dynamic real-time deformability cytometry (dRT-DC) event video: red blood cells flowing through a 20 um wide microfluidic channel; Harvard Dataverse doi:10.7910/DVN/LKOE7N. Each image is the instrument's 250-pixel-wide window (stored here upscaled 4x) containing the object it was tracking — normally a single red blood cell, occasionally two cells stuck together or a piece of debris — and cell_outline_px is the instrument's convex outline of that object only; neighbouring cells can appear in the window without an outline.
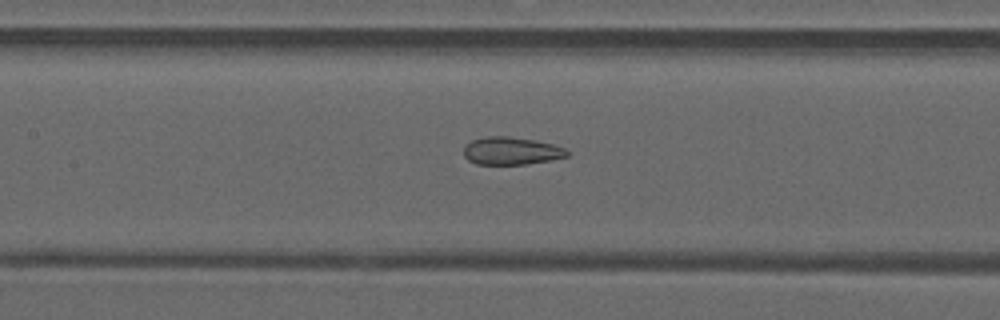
{"species": "common noctule bat (a hibernating species)", "species_latin": "Nyctalus noctula", "temperature_condition": "warm", "stored_images_in_passage": 42, "camera_frame_rate_fps": 3000, "um_per_image_px": 0.085, "animal": {"sex": "male", "forearm_length_mm": 52.5}, "frame": {"image": 1, "passage_image": 16, "time_ms": 5.0, "image_size_px": [1000, 320], "cell_outline_px": [[568, 156], [552, 160], [524, 164], [476, 164], [468, 160], [464, 156], [464, 144], [472, 140], [488, 136], [508, 136], [536, 140], [552, 144], [564, 148], [568, 152]], "centroid_in_image_um": [43.43, 12.82], "position_along_channel_um": 164.0, "area_um2": 16.7}}
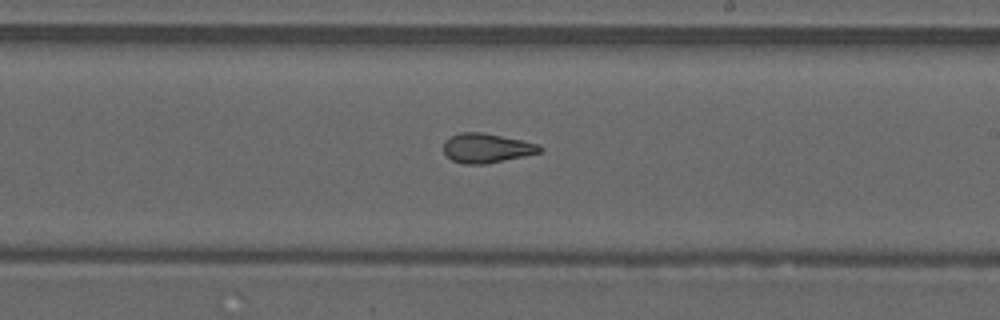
{"frame": {"image": 2, "passage_image": 22, "time_ms": 7.0, "image_size_px": [1000, 320], "cell_outline_px": [[544, 148], [540, 152], [524, 156], [484, 164], [464, 164], [452, 160], [444, 152], [444, 140], [460, 132], [484, 132], [540, 144]], "centroid_in_image_um": [41.37, 12.58], "position_along_channel_um": 247.6, "area_um2": 16.47}}
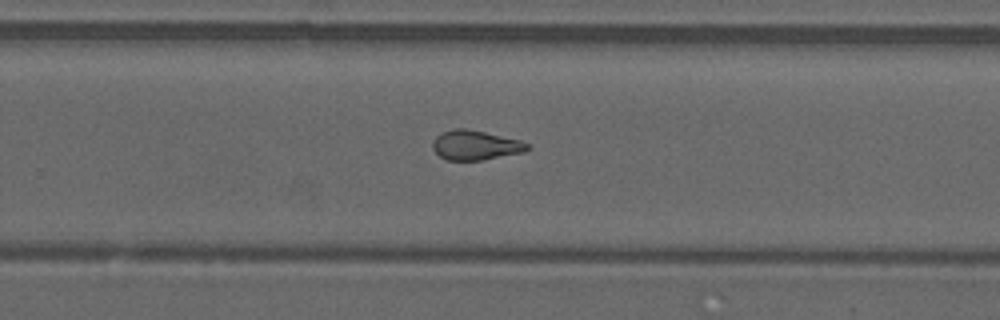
{"frame": {"image": 3, "passage_image": 25, "time_ms": 8.0, "image_size_px": [1000, 320], "cell_outline_px": [[532, 148], [524, 152], [480, 160], [444, 160], [432, 148], [432, 144], [436, 136], [440, 132], [452, 128], [464, 128], [484, 132], [520, 140], [528, 144]], "centroid_in_image_um": [40.39, 12.33], "position_along_channel_um": 289.4, "area_um2": 16.36}}